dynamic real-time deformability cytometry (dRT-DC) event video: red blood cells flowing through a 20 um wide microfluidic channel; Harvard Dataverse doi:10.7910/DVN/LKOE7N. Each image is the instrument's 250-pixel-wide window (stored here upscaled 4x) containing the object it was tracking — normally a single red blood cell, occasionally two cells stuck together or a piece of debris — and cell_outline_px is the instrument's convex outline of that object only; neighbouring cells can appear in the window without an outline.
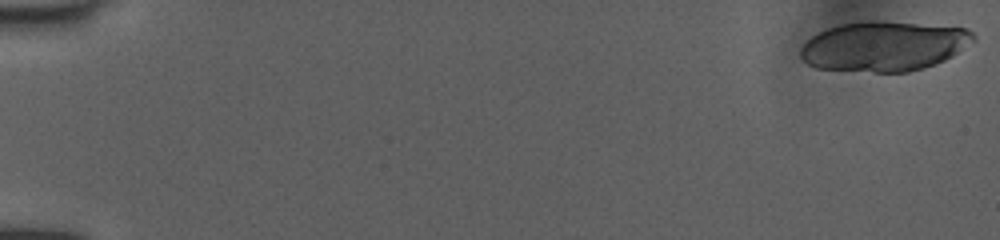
{"species": "human", "species_latin": "Homo sapiens", "temperature_condition": "room temperature", "stored_images_in_passage": 19, "camera_frame_rate_fps": 3000, "um_per_image_px": 0.085, "donor": {"sex": "female"}, "frame": {"image": 1, "passage_image": 1, "time_ms": 0.0, "image_size_px": [1000, 240], "cell_outline_px": [[976, 40], [952, 56], [944, 60], [924, 68], [908, 72], [876, 72], [816, 68], [808, 64], [800, 56], [800, 48], [812, 36], [828, 28], [840, 24], [868, 20], [880, 20], [968, 28], [976, 36]], "centroid_in_image_um": [75.15, 3.92], "position_along_channel_um": 9.8, "area_um2": 50.4}}
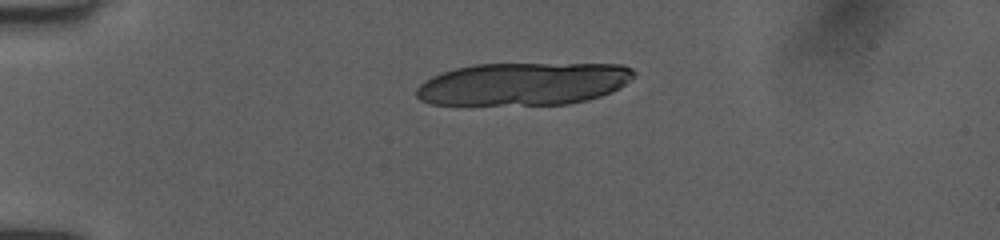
{"frame": {"image": 2, "passage_image": 13, "time_ms": 4.0, "image_size_px": [1000, 240], "cell_outline_px": [[636, 72], [620, 88], [612, 92], [588, 100], [568, 104], [432, 104], [420, 100], [416, 96], [416, 88], [420, 84], [432, 76], [456, 68], [476, 64], [624, 64], [632, 68]], "centroid_in_image_um": [44.5, 7.12], "position_along_channel_um": 40.5, "area_um2": 53.99}}